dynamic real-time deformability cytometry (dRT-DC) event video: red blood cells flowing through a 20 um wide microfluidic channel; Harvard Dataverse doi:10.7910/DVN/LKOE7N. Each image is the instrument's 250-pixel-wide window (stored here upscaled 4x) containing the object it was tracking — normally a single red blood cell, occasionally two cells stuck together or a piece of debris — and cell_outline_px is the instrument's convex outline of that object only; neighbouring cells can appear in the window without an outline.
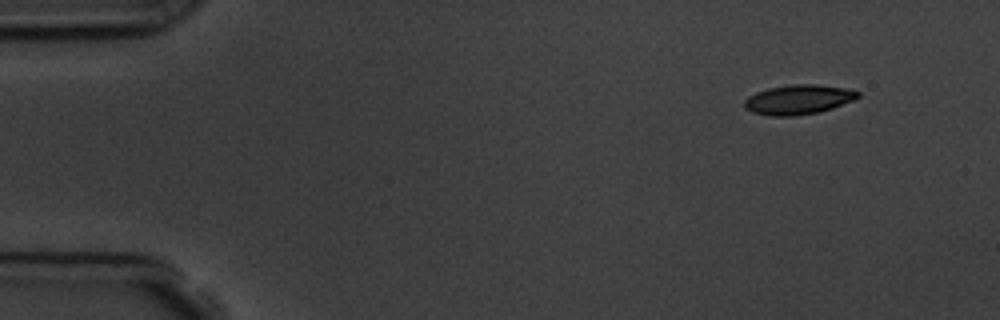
{"species": "common noctule bat (a hibernating species)", "species_latin": "Nyctalus noctula", "temperature_condition": "room temperature", "stored_images_in_passage": 4, "camera_frame_rate_fps": 3000, "um_per_image_px": 0.085, "animal": {"sex": "male", "body_mass_g": 19.5, "forearm_length_mm": 54.6}, "frame": {"image": 1, "passage_image": 1, "time_ms": 0.0, "image_size_px": [1000, 320], "cell_outline_px": [[860, 96], [856, 100], [820, 112], [796, 116], [772, 116], [752, 112], [744, 108], [744, 100], [748, 96], [756, 92], [768, 88], [792, 84], [816, 84], [844, 88], [860, 92]], "centroid_in_image_um": [67.87, 8.47], "position_along_channel_um": 17.1, "area_um2": 19.77}}
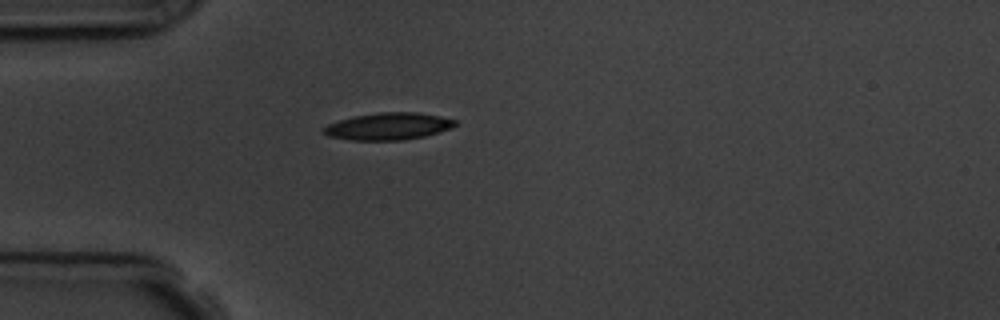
{"frame": {"image": 2, "passage_image": 4, "time_ms": 3.333, "image_size_px": [1000, 320], "cell_outline_px": [[460, 124], [452, 128], [424, 136], [404, 140], [348, 140], [328, 136], [320, 128], [328, 124], [340, 120], [356, 116], [380, 112], [416, 112], [440, 116], [456, 120]], "centroid_in_image_um": [33.03, 10.74], "position_along_channel_um": 52.0, "area_um2": 20.81}}